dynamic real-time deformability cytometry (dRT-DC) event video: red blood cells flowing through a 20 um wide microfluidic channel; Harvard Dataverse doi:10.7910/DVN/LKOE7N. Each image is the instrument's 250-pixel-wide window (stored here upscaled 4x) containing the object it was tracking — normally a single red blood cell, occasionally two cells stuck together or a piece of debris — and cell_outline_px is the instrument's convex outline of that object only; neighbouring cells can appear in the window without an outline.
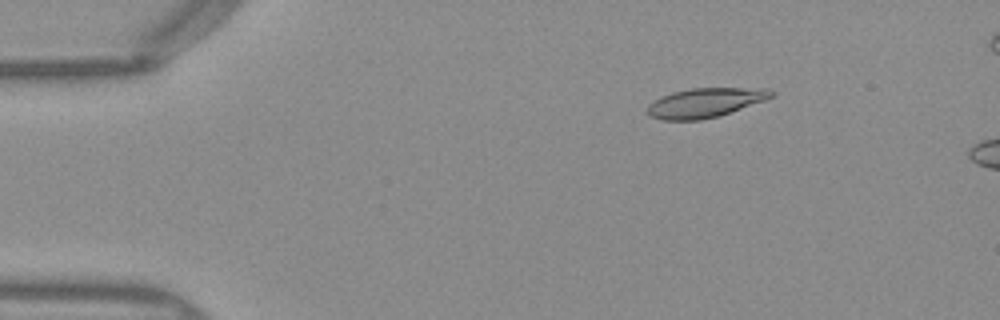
{"species": "Egyptian fruit bat (a non-hibernating species)", "species_latin": "Rousettus aegyptiacus", "temperature_condition": "warm", "stored_images_in_passage": 51, "camera_frame_rate_fps": 3000, "um_per_image_px": 0.085, "frame": {"image": 1, "passage_image": 8, "time_ms": 2.333, "image_size_px": [1000, 320], "cell_outline_px": [[776, 96], [720, 116], [700, 120], [660, 120], [648, 116], [644, 112], [644, 108], [652, 100], [660, 96], [672, 92], [692, 88], [768, 88], [776, 92]], "centroid_in_image_um": [59.89, 8.73], "position_along_channel_um": 25.1, "area_um2": 21.79}}
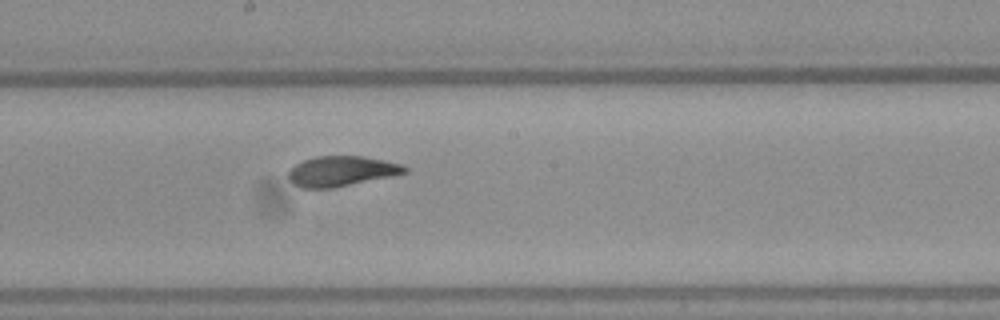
{"frame": {"image": 2, "passage_image": 28, "time_ms": 9.0, "image_size_px": [1000, 320], "cell_outline_px": [[408, 172], [392, 176], [332, 188], [300, 188], [288, 176], [288, 172], [296, 164], [304, 160], [316, 156], [364, 156], [384, 160], [400, 164], [408, 168]], "centroid_in_image_um": [29.05, 14.54], "position_along_channel_um": 219.2, "area_um2": 20.23}}
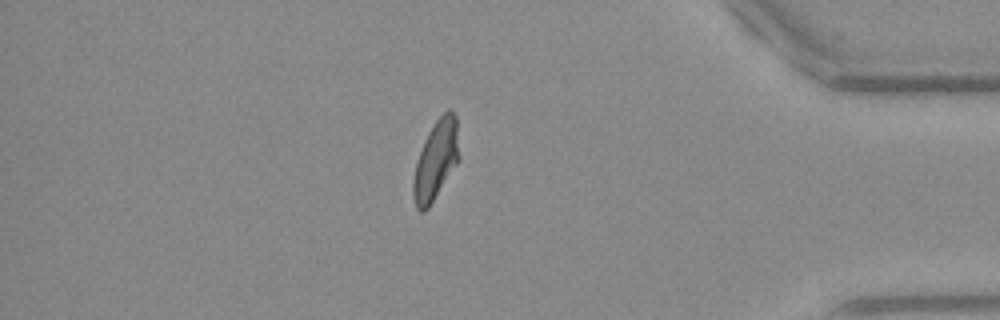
{"frame": {"image": 3, "passage_image": 44, "time_ms": 14.333, "image_size_px": [1000, 320], "cell_outline_px": [[460, 160], [428, 208], [424, 212], [420, 212], [416, 208], [412, 196], [412, 180], [416, 164], [424, 140], [428, 132], [436, 120], [448, 108], [456, 116], [460, 156]], "centroid_in_image_um": [37.05, 13.63], "position_along_channel_um": 398.1, "area_um2": 21.39}, "authors_computed_cell_mechanics": {"area_um2": 21.097, "velocity_mm_per_s": 3.985, "shape_relaxation_time_tau1_ms": 6.4982, "shape_relaxation_time_tau2_ms": 1.2231, "deformation_change_tau1": 0.2103, "deformation_change_tau2": 0.0635}}